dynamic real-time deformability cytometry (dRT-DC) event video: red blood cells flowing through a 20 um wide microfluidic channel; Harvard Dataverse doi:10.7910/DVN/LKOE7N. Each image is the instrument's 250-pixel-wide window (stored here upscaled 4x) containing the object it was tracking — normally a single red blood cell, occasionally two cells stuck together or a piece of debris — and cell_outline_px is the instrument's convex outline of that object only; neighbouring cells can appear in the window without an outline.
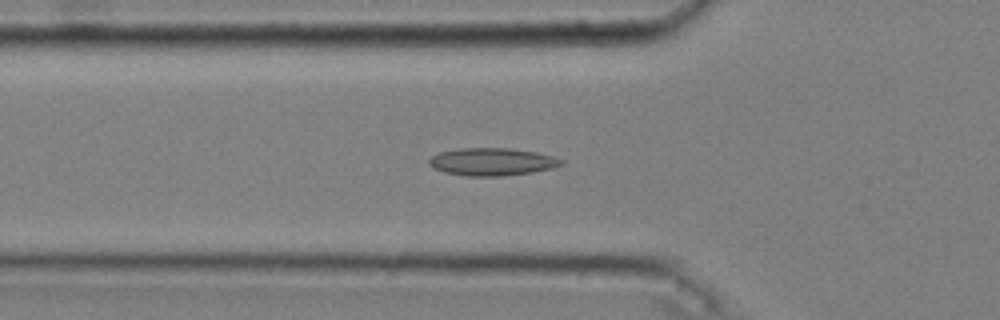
{"species": "common noctule bat (a hibernating species)", "species_latin": "Nyctalus noctula", "temperature_condition": "cold", "stored_images_in_passage": 38, "camera_frame_rate_fps": 3000, "um_per_image_px": 0.085, "animal": {"sex": "male", "body_mass_g": 20.4}, "frame": {"image": 1, "passage_image": 4, "time_ms": 1.0, "image_size_px": [1000, 320], "cell_outline_px": [[564, 164], [552, 168], [532, 172], [500, 176], [464, 176], [444, 172], [428, 164], [428, 160], [432, 156], [440, 152], [460, 148], [512, 148], [536, 152], [552, 156], [564, 160]], "centroid_in_image_um": [41.83, 13.75], "position_along_channel_um": 84.0, "area_um2": 21.27}}
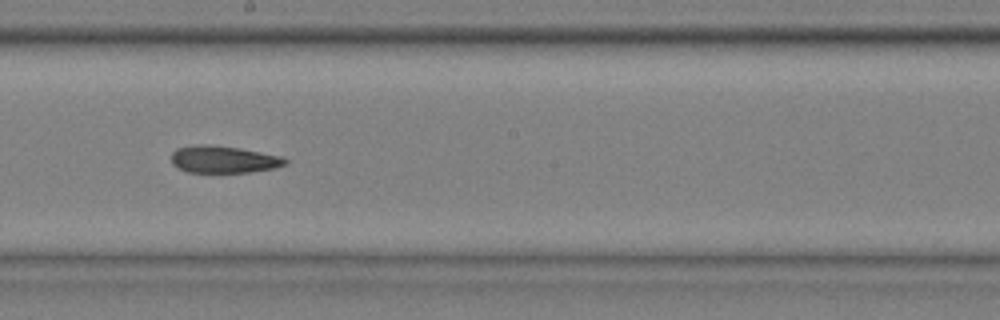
{"frame": {"image": 2, "passage_image": 16, "time_ms": 5.0, "image_size_px": [1000, 320], "cell_outline_px": [[288, 164], [276, 168], [248, 172], [188, 172], [176, 168], [172, 164], [172, 152], [176, 148], [196, 144], [212, 144], [240, 148], [284, 156], [288, 160]], "centroid_in_image_um": [19.02, 13.54], "position_along_channel_um": 229.2, "area_um2": 18.38}}
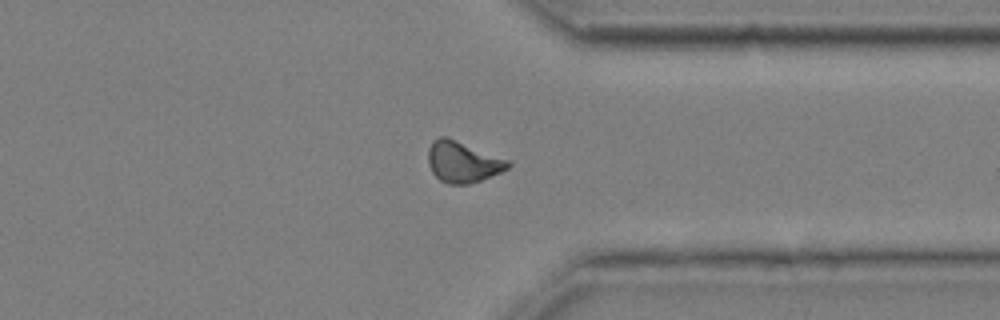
{"frame": {"image": 3, "passage_image": 28, "time_ms": 9.0, "image_size_px": [1000, 320], "cell_outline_px": [[512, 164], [508, 168], [500, 172], [480, 180], [468, 184], [448, 184], [440, 180], [432, 172], [428, 164], [428, 148], [432, 140], [440, 136], [448, 136], [508, 160]], "centroid_in_image_um": [39.3, 13.74], "position_along_channel_um": 372.1, "area_um2": 19.13}}